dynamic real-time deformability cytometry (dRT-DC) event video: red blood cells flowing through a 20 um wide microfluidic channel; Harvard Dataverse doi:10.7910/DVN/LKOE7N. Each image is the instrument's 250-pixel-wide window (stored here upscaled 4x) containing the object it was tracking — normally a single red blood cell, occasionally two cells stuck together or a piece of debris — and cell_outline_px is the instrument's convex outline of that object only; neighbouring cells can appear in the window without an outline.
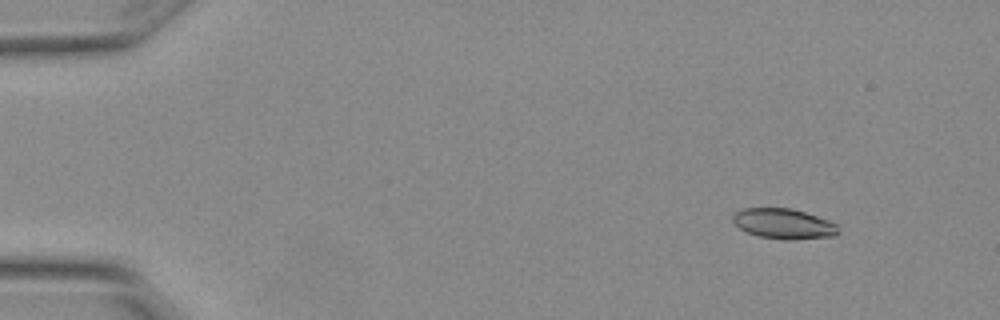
{"species": "Egyptian fruit bat (a non-hibernating species)", "species_latin": "Rousettus aegyptiacus", "temperature_condition": "warm", "stored_images_in_passage": 5, "camera_frame_rate_fps": 3000, "um_per_image_px": 0.085, "animal": {"sex": "female"}, "frame": {"image": 1, "passage_image": 2, "time_ms": 0.333, "image_size_px": [1000, 320], "cell_outline_px": [[840, 232], [836, 236], [792, 240], [784, 240], [760, 236], [748, 232], [740, 228], [732, 220], [732, 216], [736, 212], [744, 208], [792, 208], [828, 220], [836, 224]], "centroid_in_image_um": [66.64, 19.02], "position_along_channel_um": 18.4, "area_um2": 18.55}}
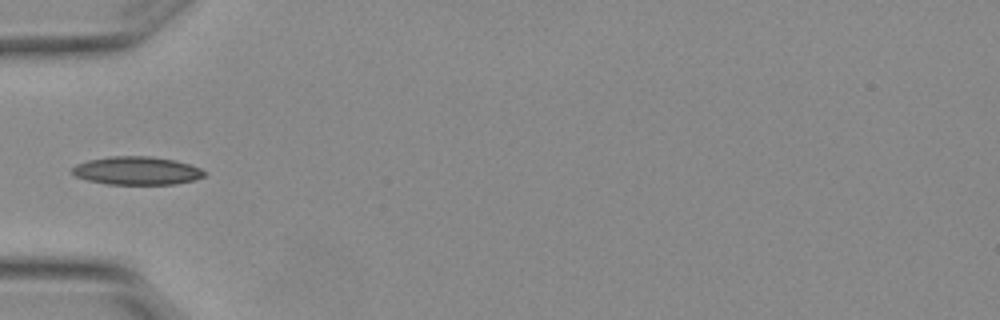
{"frame": {"image": 2, "passage_image": 5, "time_ms": 1.333, "image_size_px": [1000, 320], "cell_outline_px": [[204, 176], [192, 180], [176, 184], [108, 184], [88, 180], [76, 176], [72, 172], [72, 168], [76, 164], [88, 160], [108, 156], [148, 156], [176, 160], [200, 168], [204, 172]], "centroid_in_image_um": [11.61, 14.5], "position_along_channel_um": 73.4, "area_um2": 21.56}}